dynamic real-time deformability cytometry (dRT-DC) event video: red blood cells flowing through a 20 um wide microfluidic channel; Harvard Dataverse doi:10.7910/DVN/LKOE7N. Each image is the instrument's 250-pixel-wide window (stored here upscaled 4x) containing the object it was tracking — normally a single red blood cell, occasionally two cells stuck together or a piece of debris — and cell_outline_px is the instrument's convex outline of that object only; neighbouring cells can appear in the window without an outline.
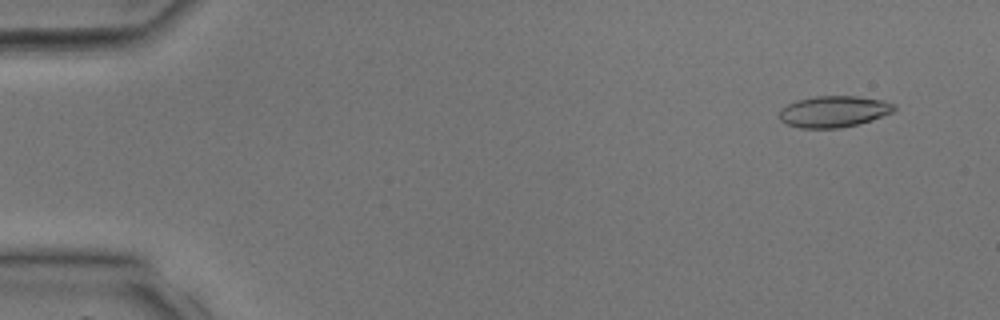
{"species": "common noctule bat (a hibernating species)", "species_latin": "Nyctalus noctula", "temperature_condition": "room temperature", "stored_images_in_passage": 36, "camera_frame_rate_fps": 3000, "um_per_image_px": 0.085, "animal": {"sex": "male", "body_mass_g": 17.9, "forearm_length_mm": 54.2}, "frame": {"image": 1, "passage_image": 1, "time_ms": 0.0, "image_size_px": [1000, 320], "cell_outline_px": [[896, 108], [892, 112], [872, 120], [840, 128], [800, 128], [788, 124], [780, 120], [780, 108], [796, 100], [816, 96], [856, 96], [884, 100], [896, 104]], "centroid_in_image_um": [70.88, 9.47], "position_along_channel_um": 14.1, "area_um2": 20.98}}
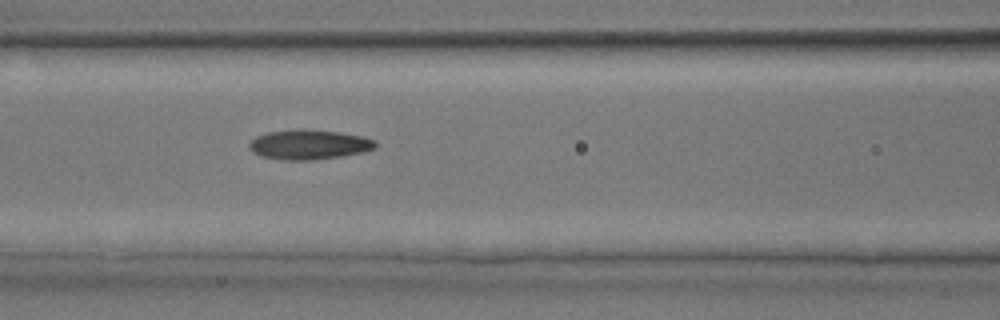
{"frame": {"image": 2, "passage_image": 15, "time_ms": 4.667, "image_size_px": [1000, 320], "cell_outline_px": [[376, 148], [364, 152], [340, 156], [312, 160], [284, 160], [260, 156], [252, 152], [248, 148], [248, 144], [256, 136], [268, 132], [296, 128], [300, 128], [336, 132], [364, 136], [376, 140]], "centroid_in_image_um": [26.25, 12.28], "position_along_channel_um": 140.4, "area_um2": 22.08}}
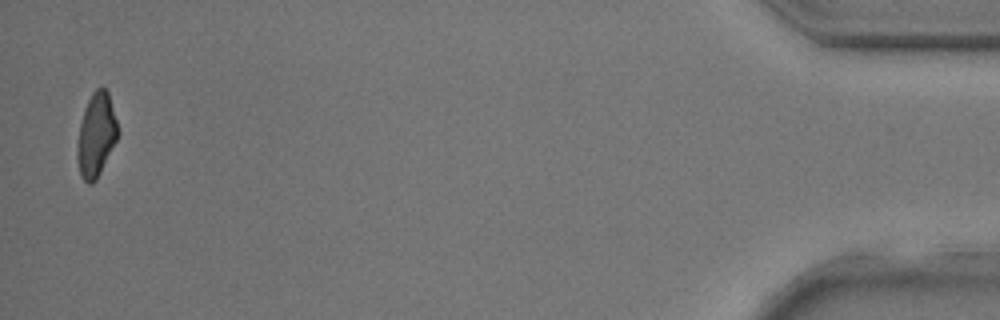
{"frame": {"image": 3, "passage_image": 36, "time_ms": 11.667, "image_size_px": [1000, 320], "cell_outline_px": [[120, 132], [96, 180], [92, 184], [88, 184], [80, 176], [76, 160], [76, 144], [80, 124], [84, 108], [92, 92], [96, 88], [104, 88], [108, 92]], "centroid_in_image_um": [8.15, 11.49], "position_along_channel_um": 427.0, "area_um2": 19.88}}